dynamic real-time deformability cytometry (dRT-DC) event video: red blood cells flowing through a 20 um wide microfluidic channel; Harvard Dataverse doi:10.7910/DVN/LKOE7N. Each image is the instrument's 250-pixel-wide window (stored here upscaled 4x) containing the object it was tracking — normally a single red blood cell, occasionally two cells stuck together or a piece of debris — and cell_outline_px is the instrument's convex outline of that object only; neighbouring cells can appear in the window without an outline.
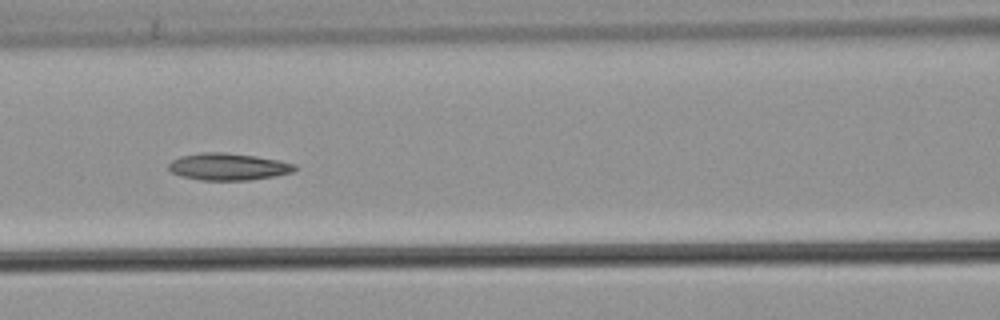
{"species": "common noctule bat (a hibernating species)", "species_latin": "Nyctalus noctula", "temperature_condition": "warm", "stored_images_in_passage": 54, "camera_frame_rate_fps": 3000, "um_per_image_px": 0.085, "animal": {"sex": "male", "body_mass_g": 21.5, "forearm_length_mm": 52.0}, "frame": {"image": 1, "passage_image": 24, "time_ms": 7.667, "image_size_px": [1000, 320], "cell_outline_px": [[296, 168], [292, 172], [272, 176], [248, 180], [200, 180], [180, 176], [172, 172], [168, 168], [168, 164], [172, 160], [180, 156], [200, 152], [224, 152], [256, 156], [280, 160], [296, 164]], "centroid_in_image_um": [19.37, 14.16], "position_along_channel_um": 147.2, "area_um2": 19.88}}
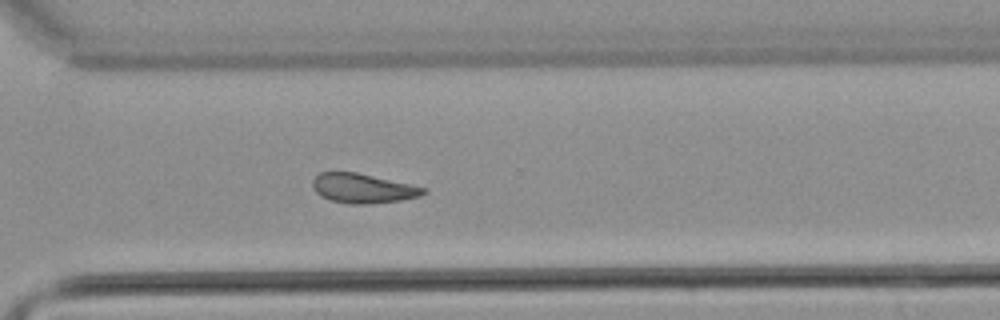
{"frame": {"image": 2, "passage_image": 39, "time_ms": 12.667, "image_size_px": [1000, 320], "cell_outline_px": [[428, 192], [420, 196], [400, 200], [372, 204], [348, 204], [332, 200], [320, 196], [312, 188], [312, 180], [320, 172], [356, 172], [428, 188]], "centroid_in_image_um": [30.85, 16.01], "position_along_channel_um": 339.8, "area_um2": 19.13}, "authors_computed_cell_mechanics": {"area_um2": 20.0277, "velocity_mm_per_s": 3.8619, "shape_relaxation_time_tau1_ms": null, "shape_relaxation_time_tau2_ms": 3.9142, "deformation_change_tau1": null, "deformation_change_tau2": 0.1134}}